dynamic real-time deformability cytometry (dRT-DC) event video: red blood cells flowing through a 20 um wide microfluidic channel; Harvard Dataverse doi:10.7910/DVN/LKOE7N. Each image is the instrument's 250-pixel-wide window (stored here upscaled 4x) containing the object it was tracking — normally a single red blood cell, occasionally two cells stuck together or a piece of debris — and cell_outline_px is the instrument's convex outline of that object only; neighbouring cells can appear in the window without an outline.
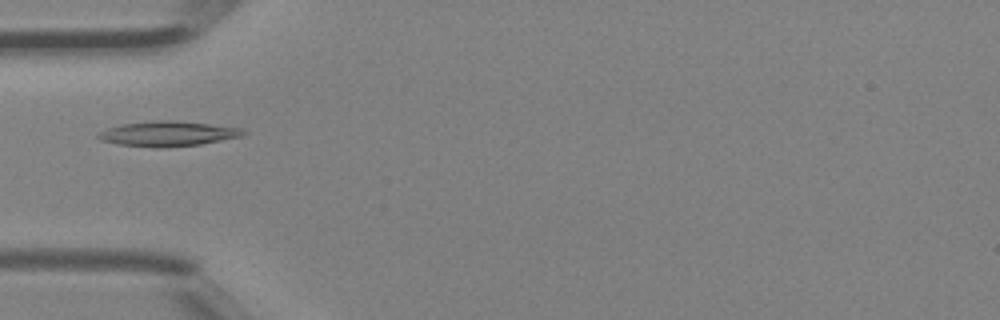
{"species": "Egyptian fruit bat (a non-hibernating species)", "species_latin": "Rousettus aegyptiacus", "temperature_condition": "room temperature", "stored_images_in_passage": 5, "camera_frame_rate_fps": 3000, "um_per_image_px": 0.085, "animal": {"sex": "female"}, "frame": {"image": 1, "passage_image": 5, "time_ms": 1.333, "image_size_px": [1000, 320], "cell_outline_px": [[248, 132], [240, 136], [200, 144], [168, 148], [156, 148], [120, 144], [100, 140], [96, 136], [100, 132], [108, 128], [120, 124], [156, 120], [168, 120], [208, 124], [240, 128]], "centroid_in_image_um": [14.23, 11.37], "position_along_channel_um": 70.8, "area_um2": 20.92}}